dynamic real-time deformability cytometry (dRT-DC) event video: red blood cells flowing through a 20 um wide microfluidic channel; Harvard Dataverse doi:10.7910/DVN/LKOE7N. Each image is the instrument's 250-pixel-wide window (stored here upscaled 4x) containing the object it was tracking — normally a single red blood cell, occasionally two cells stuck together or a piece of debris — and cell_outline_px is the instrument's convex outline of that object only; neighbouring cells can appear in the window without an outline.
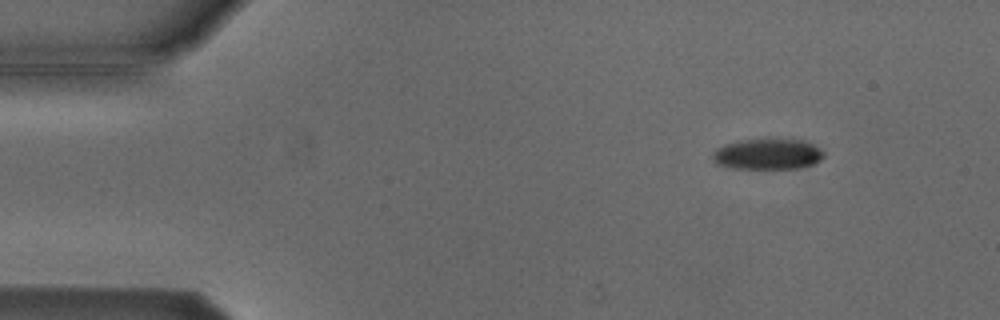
{"species": "Egyptian fruit bat (a non-hibernating species)", "species_latin": "Rousettus aegyptiacus", "temperature_condition": "cold", "stored_images_in_passage": 4, "camera_frame_rate_fps": 3000, "um_per_image_px": 0.085, "animal": {"sex": "male"}, "frame": {"image": 1, "passage_image": 1, "time_ms": 0.0, "image_size_px": [1000, 320], "cell_outline_px": [[824, 156], [820, 160], [812, 164], [800, 168], [732, 168], [716, 164], [712, 160], [712, 152], [716, 148], [724, 144], [744, 140], [804, 140], [820, 148], [824, 152]], "centroid_in_image_um": [65.22, 13.11], "position_along_channel_um": 19.8, "area_um2": 19.77}}
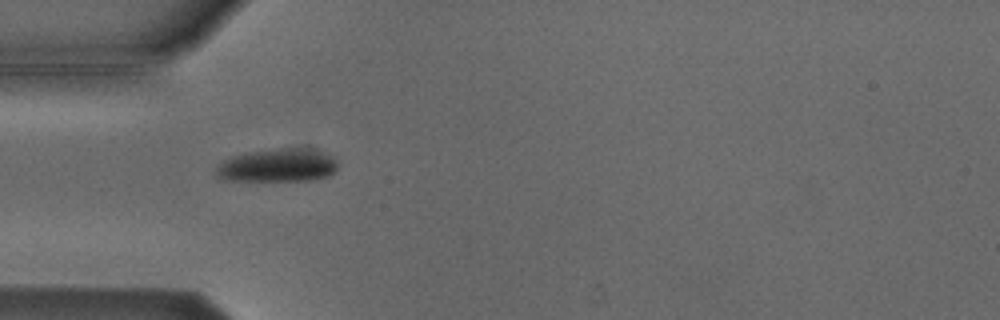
{"frame": {"image": 2, "passage_image": 3, "time_ms": 3.333, "image_size_px": [1000, 320], "cell_outline_px": [[336, 168], [328, 176], [312, 180], [220, 180], [216, 176], [216, 168], [224, 160], [232, 156], [244, 152], [276, 148], [316, 148], [332, 156], [336, 160]], "centroid_in_image_um": [23.59, 14.04], "position_along_channel_um": 61.4, "area_um2": 23.76}}